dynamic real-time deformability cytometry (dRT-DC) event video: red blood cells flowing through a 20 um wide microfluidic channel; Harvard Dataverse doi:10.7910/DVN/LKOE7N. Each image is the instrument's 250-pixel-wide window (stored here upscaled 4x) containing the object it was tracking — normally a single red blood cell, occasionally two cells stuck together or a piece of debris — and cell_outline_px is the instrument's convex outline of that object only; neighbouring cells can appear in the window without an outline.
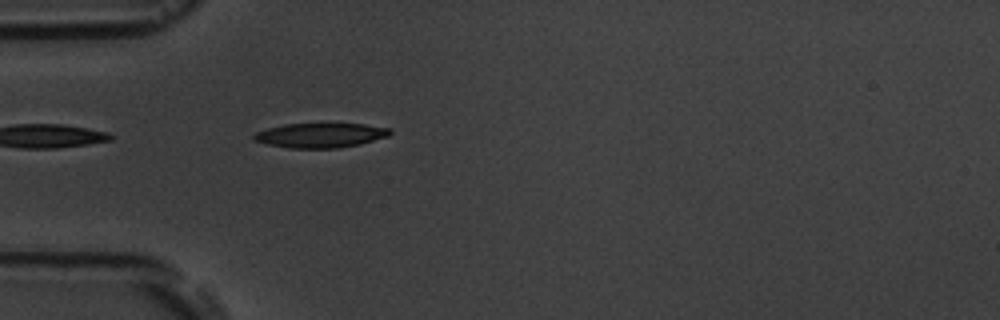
{"species": "common noctule bat (a hibernating species)", "species_latin": "Nyctalus noctula", "temperature_condition": "room temperature", "stored_images_in_passage": 1, "camera_frame_rate_fps": 3000, "um_per_image_px": 0.085, "animal": {"sex": "male", "body_mass_g": 19.5, "forearm_length_mm": 54.6}, "frame": {"image": 1, "passage_image": 1, "time_ms": 0.0, "image_size_px": [1000, 320], "cell_outline_px": [[392, 132], [388, 136], [360, 144], [336, 148], [288, 148], [268, 144], [252, 140], [252, 136], [256, 132], [268, 128], [284, 124], [364, 124], [392, 128]], "centroid_in_image_um": [27.24, 11.5], "position_along_channel_um": 57.8, "area_um2": 19.48}}